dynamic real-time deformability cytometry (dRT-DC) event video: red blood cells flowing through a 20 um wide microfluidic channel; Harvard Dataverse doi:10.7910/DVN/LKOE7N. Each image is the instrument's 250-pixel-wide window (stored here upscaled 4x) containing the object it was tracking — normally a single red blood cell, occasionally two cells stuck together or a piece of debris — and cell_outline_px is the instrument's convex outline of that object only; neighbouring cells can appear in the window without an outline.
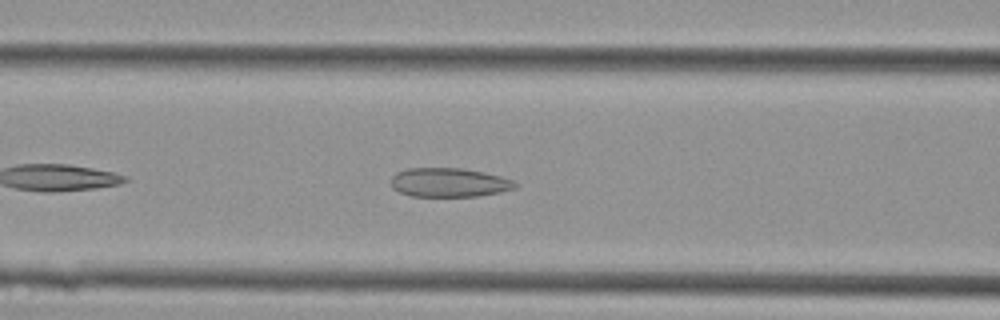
{"species": "Egyptian fruit bat (a non-hibernating species)", "species_latin": "Rousettus aegyptiacus", "temperature_condition": "cold", "stored_images_in_passage": 33, "camera_frame_rate_fps": 3000, "um_per_image_px": 0.085, "animal": {"sex": "female"}, "frame": {"image": 1, "passage_image": 7, "time_ms": 2.0, "image_size_px": [1000, 320], "cell_outline_px": [[516, 188], [500, 192], [480, 196], [412, 196], [400, 192], [392, 188], [392, 176], [396, 172], [408, 168], [464, 168], [484, 172], [500, 176], [512, 180], [516, 184]], "centroid_in_image_um": [38.17, 15.51], "position_along_channel_um": 128.4, "area_um2": 20.98}}
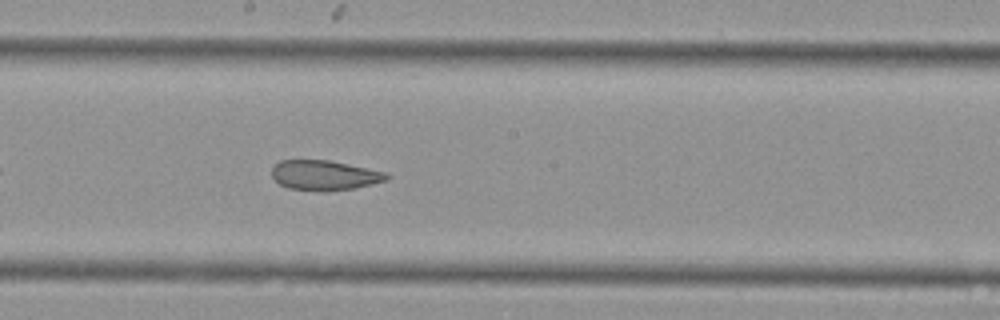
{"frame": {"image": 2, "passage_image": 13, "time_ms": 4.0, "image_size_px": [1000, 320], "cell_outline_px": [[388, 180], [372, 184], [352, 188], [324, 192], [288, 188], [280, 184], [272, 176], [272, 168], [280, 160], [328, 160], [388, 172]], "centroid_in_image_um": [27.59, 14.9], "position_along_channel_um": 220.6, "area_um2": 20.0}}
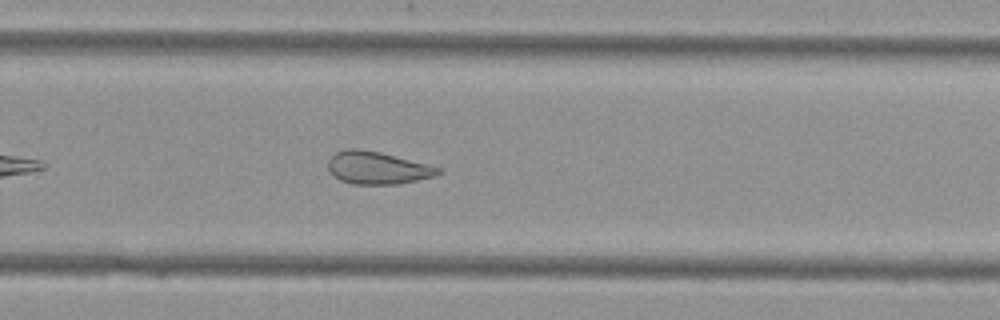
{"frame": {"image": 3, "passage_image": 18, "time_ms": 5.667, "image_size_px": [1000, 320], "cell_outline_px": [[444, 172], [436, 176], [400, 184], [352, 184], [340, 180], [328, 168], [328, 160], [336, 152], [344, 148], [360, 148], [380, 152], [444, 168]], "centroid_in_image_um": [32.14, 14.26], "position_along_channel_um": 297.7, "area_um2": 21.1}}